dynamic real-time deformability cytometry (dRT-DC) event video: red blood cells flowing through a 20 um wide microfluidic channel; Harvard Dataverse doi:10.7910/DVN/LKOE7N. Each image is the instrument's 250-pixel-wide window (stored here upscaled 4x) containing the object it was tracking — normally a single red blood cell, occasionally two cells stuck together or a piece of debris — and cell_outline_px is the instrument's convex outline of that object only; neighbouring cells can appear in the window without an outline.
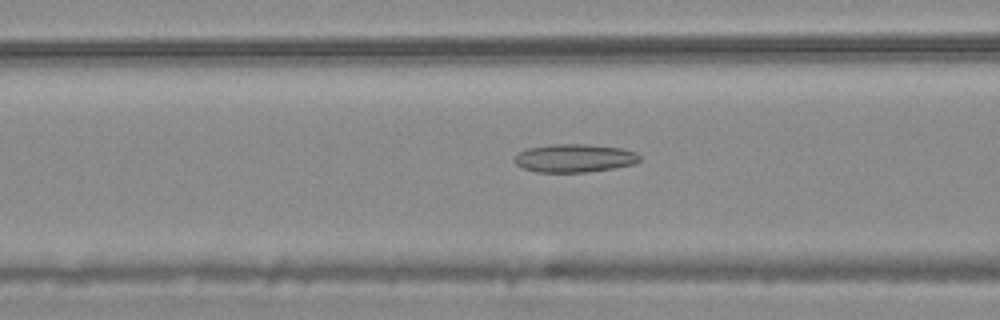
{"species": "common noctule bat (a hibernating species)", "species_latin": "Nyctalus noctula", "temperature_condition": "warm", "stored_images_in_passage": 43, "camera_frame_rate_fps": 3000, "um_per_image_px": 0.085, "animal": {"sex": "male", "body_mass_g": 20.4}, "frame": {"image": 1, "passage_image": 11, "time_ms": 3.333, "image_size_px": [1000, 320], "cell_outline_px": [[640, 160], [632, 164], [612, 168], [588, 172], [536, 172], [524, 168], [516, 164], [512, 160], [520, 152], [528, 148], [552, 144], [592, 144], [624, 148], [636, 152], [640, 156]], "centroid_in_image_um": [48.84, 13.43], "position_along_channel_um": 117.8, "area_um2": 20.63}}
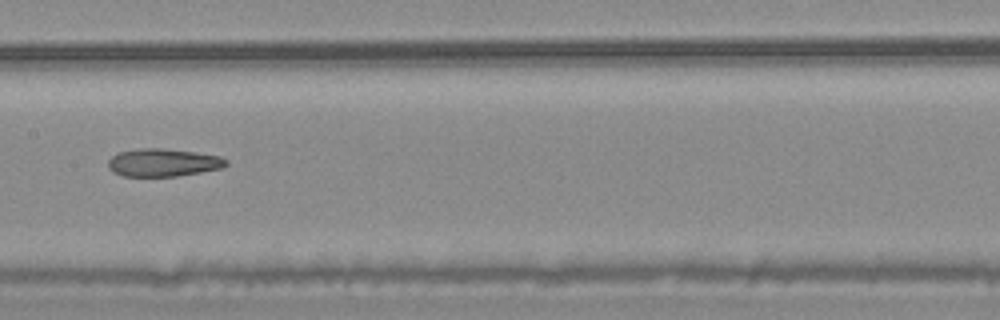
{"frame": {"image": 2, "passage_image": 17, "time_ms": 5.333, "image_size_px": [1000, 320], "cell_outline_px": [[228, 164], [224, 168], [176, 176], [124, 176], [112, 172], [108, 168], [108, 160], [112, 156], [120, 152], [140, 148], [160, 148], [196, 152], [220, 156], [228, 160]], "centroid_in_image_um": [13.88, 13.82], "position_along_channel_um": 193.5, "area_um2": 19.19}}
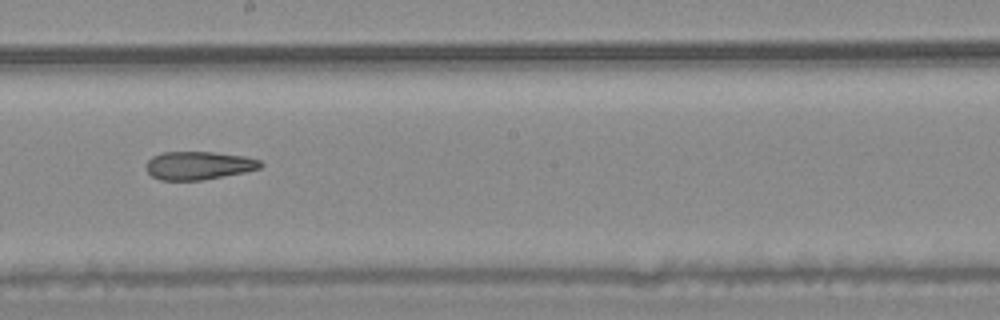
{"frame": {"image": 3, "passage_image": 20, "time_ms": 6.333, "image_size_px": [1000, 320], "cell_outline_px": [[264, 164], [260, 168], [244, 172], [200, 180], [160, 180], [152, 176], [144, 168], [148, 160], [152, 156], [164, 152], [216, 152], [244, 156], [260, 160]], "centroid_in_image_um": [16.86, 14.06], "position_along_channel_um": 231.3, "area_um2": 18.79}, "authors_computed_cell_mechanics": {"area_um2": 20.4034, "velocity_mm_per_s": 3.7818, "shape_relaxation_time_tau1_ms": null, "shape_relaxation_time_tau2_ms": 4.6071, "deformation_change_tau1": null, "deformation_change_tau2": 0.1341}}